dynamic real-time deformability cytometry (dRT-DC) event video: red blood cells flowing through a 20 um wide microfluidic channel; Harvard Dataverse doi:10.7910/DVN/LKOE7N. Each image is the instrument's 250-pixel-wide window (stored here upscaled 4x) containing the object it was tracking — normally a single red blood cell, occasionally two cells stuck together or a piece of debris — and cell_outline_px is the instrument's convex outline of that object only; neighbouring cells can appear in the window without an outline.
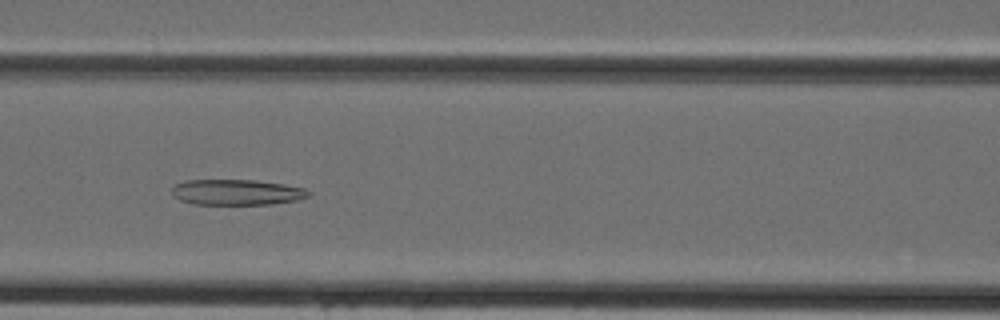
{"species": "Egyptian fruit bat (a non-hibernating species)", "species_latin": "Rousettus aegyptiacus", "temperature_condition": "cold", "stored_images_in_passage": 36, "camera_frame_rate_fps": 3000, "um_per_image_px": 0.085, "animal": {"sex": "female"}, "frame": {"image": 1, "passage_image": 13, "time_ms": 4.0, "image_size_px": [1000, 320], "cell_outline_px": [[312, 192], [308, 196], [296, 200], [272, 204], [192, 204], [180, 200], [172, 192], [172, 184], [184, 180], [256, 180], [284, 184], [304, 188]], "centroid_in_image_um": [20.1, 16.33], "position_along_channel_um": 146.5, "area_um2": 20.46}}
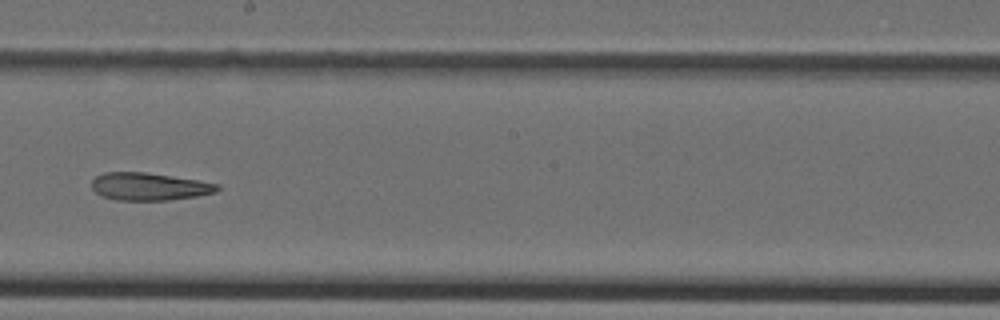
{"frame": {"image": 2, "passage_image": 19, "time_ms": 6.0, "image_size_px": [1000, 320], "cell_outline_px": [[220, 188], [216, 192], [196, 196], [168, 200], [116, 200], [100, 196], [92, 188], [92, 180], [96, 176], [104, 172], [144, 172], [196, 180], [220, 184]], "centroid_in_image_um": [12.66, 15.86], "position_along_channel_um": 235.5, "area_um2": 20.11}}
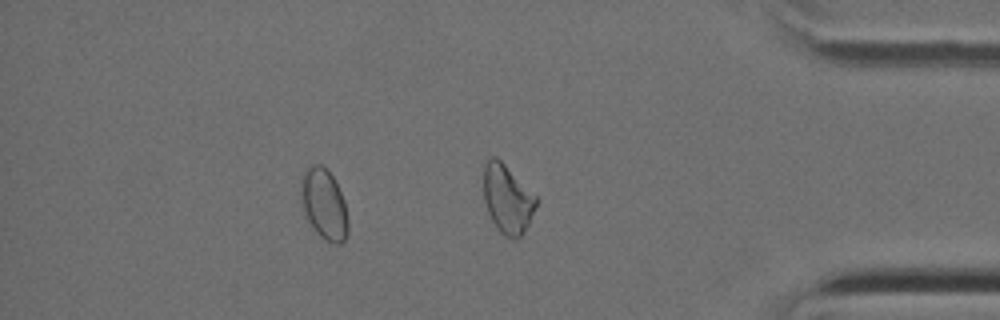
{"frame": {"image": 3, "passage_image": 31, "time_ms": 10.0, "image_size_px": [1000, 320], "cell_outline_px": [[348, 232], [344, 240], [340, 244], [332, 244], [324, 240], [312, 228], [304, 212], [300, 196], [300, 176], [304, 168], [312, 164], [320, 164], [332, 176], [344, 200], [348, 216]], "centroid_in_image_um": [27.51, 17.36], "position_along_channel_um": 407.7, "area_um2": 19.71}}